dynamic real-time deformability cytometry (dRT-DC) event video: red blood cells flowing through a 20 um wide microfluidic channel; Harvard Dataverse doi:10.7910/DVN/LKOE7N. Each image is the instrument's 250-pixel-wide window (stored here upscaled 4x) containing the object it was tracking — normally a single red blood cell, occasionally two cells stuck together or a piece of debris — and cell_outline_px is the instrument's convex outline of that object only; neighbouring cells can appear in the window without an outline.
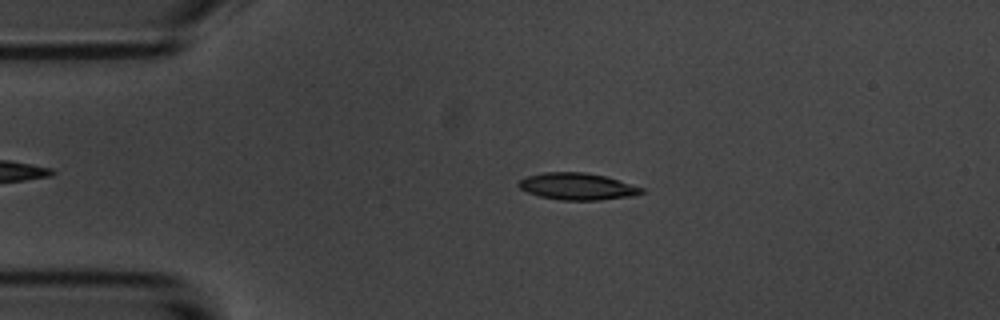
{"species": "common noctule bat (a hibernating species)", "species_latin": "Nyctalus noctula", "temperature_condition": "room temperature", "stored_images_in_passage": 48, "camera_frame_rate_fps": 3000, "um_per_image_px": 0.085, "animal": {"sex": "male", "body_mass_g": 20.1, "forearm_length_mm": 53.5}, "frame": {"image": 1, "passage_image": 10, "time_ms": 3.0, "image_size_px": [1000, 320], "cell_outline_px": [[644, 192], [636, 196], [600, 200], [560, 200], [540, 196], [528, 192], [520, 188], [516, 184], [520, 180], [528, 176], [544, 172], [584, 172], [604, 176], [644, 188]], "centroid_in_image_um": [49.09, 15.85], "position_along_channel_um": 35.9, "area_um2": 19.19}}
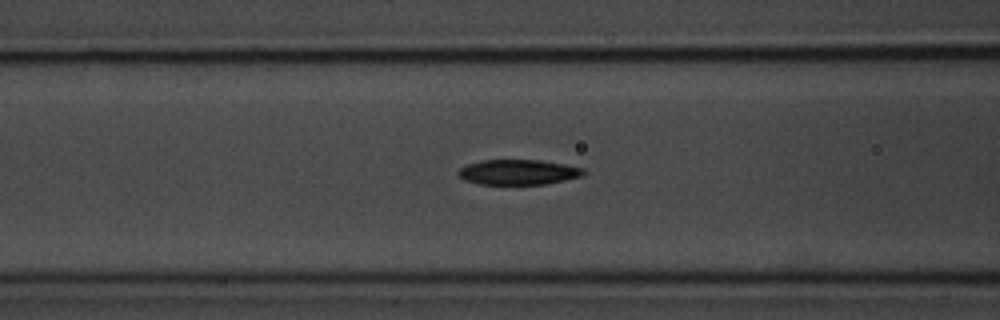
{"frame": {"image": 2, "passage_image": 20, "time_ms": 6.333, "image_size_px": [1000, 320], "cell_outline_px": [[584, 172], [580, 176], [564, 180], [544, 184], [480, 184], [464, 180], [456, 172], [460, 168], [468, 164], [484, 160], [540, 160], [564, 164], [584, 168]], "centroid_in_image_um": [44.02, 14.63], "position_along_channel_um": 122.6, "area_um2": 18.15}}
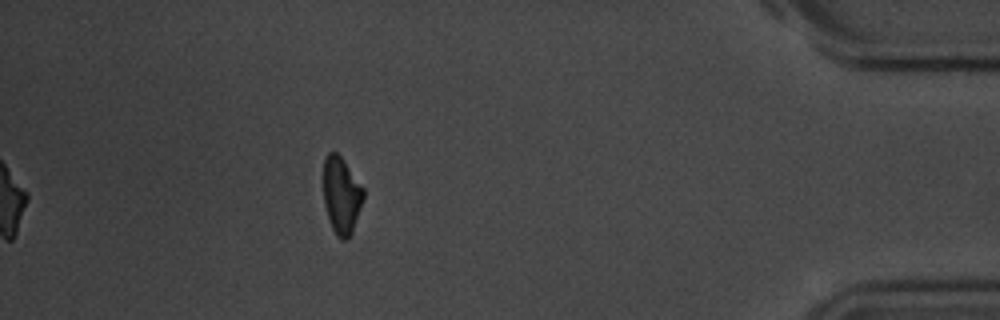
{"frame": {"image": 3, "passage_image": 48, "time_ms": 15.667, "image_size_px": [1000, 320], "cell_outline_px": [[364, 200], [352, 232], [348, 240], [340, 240], [336, 236], [332, 228], [324, 204], [324, 160], [328, 152], [336, 152], [344, 160], [364, 188]], "centroid_in_image_um": [29.04, 16.62], "position_along_channel_um": 406.2, "area_um2": 18.03}, "authors_computed_cell_mechanics": {"area_um2": 18.9006, "velocity_mm_per_s": 3.578, "shape_relaxation_time_tau1_ms": 3.697, "shape_relaxation_time_tau2_ms": 9.4472, "deformation_change_tau1": 0.1467, "deformation_change_tau2": 0.1455}}